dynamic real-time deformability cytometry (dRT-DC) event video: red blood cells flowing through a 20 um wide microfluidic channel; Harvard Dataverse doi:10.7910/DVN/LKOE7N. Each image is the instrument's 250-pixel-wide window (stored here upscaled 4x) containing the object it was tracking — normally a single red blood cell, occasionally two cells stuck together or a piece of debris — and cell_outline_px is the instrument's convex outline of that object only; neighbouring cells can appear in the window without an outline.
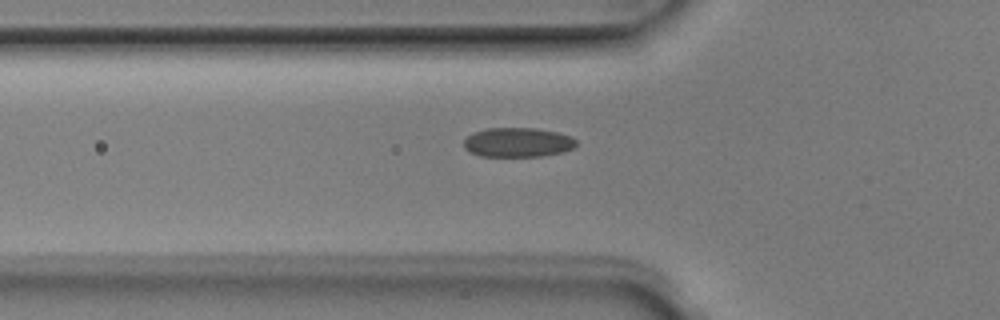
{"species": "Egyptian fruit bat (a non-hibernating species)", "species_latin": "Rousettus aegyptiacus", "temperature_condition": "room temperature", "stored_images_in_passage": 6, "camera_frame_rate_fps": 3000, "um_per_image_px": 0.085, "animal": {"sex": "male"}, "frame": {"image": 1, "passage_image": 6, "time_ms": 1.667, "image_size_px": [1000, 320], "cell_outline_px": [[576, 144], [572, 148], [564, 152], [540, 156], [480, 156], [468, 152], [464, 148], [464, 140], [468, 136], [476, 132], [488, 128], [536, 128], [556, 132], [572, 136], [576, 140]], "centroid_in_image_um": [44.01, 12.1], "position_along_channel_um": 81.8, "area_um2": 19.25}}